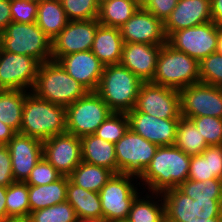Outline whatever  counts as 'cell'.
Segmentation results:
<instances>
[{
	"label": "cell",
	"mask_w": 222,
	"mask_h": 222,
	"mask_svg": "<svg viewBox=\"0 0 222 222\" xmlns=\"http://www.w3.org/2000/svg\"><path fill=\"white\" fill-rule=\"evenodd\" d=\"M191 156L175 145L159 146L155 156L138 177L139 185L150 193H164L188 179Z\"/></svg>",
	"instance_id": "1"
},
{
	"label": "cell",
	"mask_w": 222,
	"mask_h": 222,
	"mask_svg": "<svg viewBox=\"0 0 222 222\" xmlns=\"http://www.w3.org/2000/svg\"><path fill=\"white\" fill-rule=\"evenodd\" d=\"M20 134L42 142L55 135L66 133L65 107L53 104L25 91Z\"/></svg>",
	"instance_id": "2"
},
{
	"label": "cell",
	"mask_w": 222,
	"mask_h": 222,
	"mask_svg": "<svg viewBox=\"0 0 222 222\" xmlns=\"http://www.w3.org/2000/svg\"><path fill=\"white\" fill-rule=\"evenodd\" d=\"M142 83V80L123 65H107L104 66L95 92L112 112L128 113L136 105Z\"/></svg>",
	"instance_id": "3"
},
{
	"label": "cell",
	"mask_w": 222,
	"mask_h": 222,
	"mask_svg": "<svg viewBox=\"0 0 222 222\" xmlns=\"http://www.w3.org/2000/svg\"><path fill=\"white\" fill-rule=\"evenodd\" d=\"M31 91L39 98L65 108L88 92L57 61L53 60L40 65Z\"/></svg>",
	"instance_id": "4"
},
{
	"label": "cell",
	"mask_w": 222,
	"mask_h": 222,
	"mask_svg": "<svg viewBox=\"0 0 222 222\" xmlns=\"http://www.w3.org/2000/svg\"><path fill=\"white\" fill-rule=\"evenodd\" d=\"M200 82L199 61L176 50L167 42L158 54L151 83L177 90Z\"/></svg>",
	"instance_id": "5"
},
{
	"label": "cell",
	"mask_w": 222,
	"mask_h": 222,
	"mask_svg": "<svg viewBox=\"0 0 222 222\" xmlns=\"http://www.w3.org/2000/svg\"><path fill=\"white\" fill-rule=\"evenodd\" d=\"M0 48L31 56L41 64L52 60V42L36 23L11 22L0 34Z\"/></svg>",
	"instance_id": "6"
},
{
	"label": "cell",
	"mask_w": 222,
	"mask_h": 222,
	"mask_svg": "<svg viewBox=\"0 0 222 222\" xmlns=\"http://www.w3.org/2000/svg\"><path fill=\"white\" fill-rule=\"evenodd\" d=\"M142 191L143 188L139 185L137 176L124 173L113 174L98 192L103 219L108 222L127 219L133 201Z\"/></svg>",
	"instance_id": "7"
},
{
	"label": "cell",
	"mask_w": 222,
	"mask_h": 222,
	"mask_svg": "<svg viewBox=\"0 0 222 222\" xmlns=\"http://www.w3.org/2000/svg\"><path fill=\"white\" fill-rule=\"evenodd\" d=\"M65 110L66 132L79 138L94 134L97 128L113 113L95 91H88Z\"/></svg>",
	"instance_id": "8"
},
{
	"label": "cell",
	"mask_w": 222,
	"mask_h": 222,
	"mask_svg": "<svg viewBox=\"0 0 222 222\" xmlns=\"http://www.w3.org/2000/svg\"><path fill=\"white\" fill-rule=\"evenodd\" d=\"M165 215L169 222L210 221L222 217V204L217 199L193 200L178 188L162 193Z\"/></svg>",
	"instance_id": "9"
},
{
	"label": "cell",
	"mask_w": 222,
	"mask_h": 222,
	"mask_svg": "<svg viewBox=\"0 0 222 222\" xmlns=\"http://www.w3.org/2000/svg\"><path fill=\"white\" fill-rule=\"evenodd\" d=\"M219 26L212 21L172 32L167 43L199 62L216 52Z\"/></svg>",
	"instance_id": "10"
},
{
	"label": "cell",
	"mask_w": 222,
	"mask_h": 222,
	"mask_svg": "<svg viewBox=\"0 0 222 222\" xmlns=\"http://www.w3.org/2000/svg\"><path fill=\"white\" fill-rule=\"evenodd\" d=\"M158 147L129 128L124 136L115 143L119 173L139 177L150 164Z\"/></svg>",
	"instance_id": "11"
},
{
	"label": "cell",
	"mask_w": 222,
	"mask_h": 222,
	"mask_svg": "<svg viewBox=\"0 0 222 222\" xmlns=\"http://www.w3.org/2000/svg\"><path fill=\"white\" fill-rule=\"evenodd\" d=\"M181 117L211 116L222 119V88L198 82L180 90Z\"/></svg>",
	"instance_id": "12"
},
{
	"label": "cell",
	"mask_w": 222,
	"mask_h": 222,
	"mask_svg": "<svg viewBox=\"0 0 222 222\" xmlns=\"http://www.w3.org/2000/svg\"><path fill=\"white\" fill-rule=\"evenodd\" d=\"M40 65L31 56L6 52L0 48V88L31 91Z\"/></svg>",
	"instance_id": "13"
},
{
	"label": "cell",
	"mask_w": 222,
	"mask_h": 222,
	"mask_svg": "<svg viewBox=\"0 0 222 222\" xmlns=\"http://www.w3.org/2000/svg\"><path fill=\"white\" fill-rule=\"evenodd\" d=\"M134 108L157 118H181L180 91L143 82Z\"/></svg>",
	"instance_id": "14"
},
{
	"label": "cell",
	"mask_w": 222,
	"mask_h": 222,
	"mask_svg": "<svg viewBox=\"0 0 222 222\" xmlns=\"http://www.w3.org/2000/svg\"><path fill=\"white\" fill-rule=\"evenodd\" d=\"M99 21L77 20L69 21L67 26L51 41L52 60L71 53L91 50Z\"/></svg>",
	"instance_id": "15"
},
{
	"label": "cell",
	"mask_w": 222,
	"mask_h": 222,
	"mask_svg": "<svg viewBox=\"0 0 222 222\" xmlns=\"http://www.w3.org/2000/svg\"><path fill=\"white\" fill-rule=\"evenodd\" d=\"M43 157L62 175L69 176L82 162L81 140L63 133L43 141Z\"/></svg>",
	"instance_id": "16"
},
{
	"label": "cell",
	"mask_w": 222,
	"mask_h": 222,
	"mask_svg": "<svg viewBox=\"0 0 222 222\" xmlns=\"http://www.w3.org/2000/svg\"><path fill=\"white\" fill-rule=\"evenodd\" d=\"M119 30L124 43L162 46L167 42L164 23L141 6Z\"/></svg>",
	"instance_id": "17"
},
{
	"label": "cell",
	"mask_w": 222,
	"mask_h": 222,
	"mask_svg": "<svg viewBox=\"0 0 222 222\" xmlns=\"http://www.w3.org/2000/svg\"><path fill=\"white\" fill-rule=\"evenodd\" d=\"M129 128L158 146L175 144L176 128L180 118L162 119L139 112L135 108L127 113Z\"/></svg>",
	"instance_id": "18"
},
{
	"label": "cell",
	"mask_w": 222,
	"mask_h": 222,
	"mask_svg": "<svg viewBox=\"0 0 222 222\" xmlns=\"http://www.w3.org/2000/svg\"><path fill=\"white\" fill-rule=\"evenodd\" d=\"M14 181L25 182L34 166L43 157V142L17 133L7 144Z\"/></svg>",
	"instance_id": "19"
},
{
	"label": "cell",
	"mask_w": 222,
	"mask_h": 222,
	"mask_svg": "<svg viewBox=\"0 0 222 222\" xmlns=\"http://www.w3.org/2000/svg\"><path fill=\"white\" fill-rule=\"evenodd\" d=\"M57 62L88 91H96L104 65L91 50L68 54L60 57Z\"/></svg>",
	"instance_id": "20"
},
{
	"label": "cell",
	"mask_w": 222,
	"mask_h": 222,
	"mask_svg": "<svg viewBox=\"0 0 222 222\" xmlns=\"http://www.w3.org/2000/svg\"><path fill=\"white\" fill-rule=\"evenodd\" d=\"M211 21V0H179L164 22L168 37L172 32Z\"/></svg>",
	"instance_id": "21"
},
{
	"label": "cell",
	"mask_w": 222,
	"mask_h": 222,
	"mask_svg": "<svg viewBox=\"0 0 222 222\" xmlns=\"http://www.w3.org/2000/svg\"><path fill=\"white\" fill-rule=\"evenodd\" d=\"M161 45L124 43L120 64L143 82H151Z\"/></svg>",
	"instance_id": "22"
},
{
	"label": "cell",
	"mask_w": 222,
	"mask_h": 222,
	"mask_svg": "<svg viewBox=\"0 0 222 222\" xmlns=\"http://www.w3.org/2000/svg\"><path fill=\"white\" fill-rule=\"evenodd\" d=\"M123 45L119 28L99 24L91 51L104 66L120 64Z\"/></svg>",
	"instance_id": "23"
},
{
	"label": "cell",
	"mask_w": 222,
	"mask_h": 222,
	"mask_svg": "<svg viewBox=\"0 0 222 222\" xmlns=\"http://www.w3.org/2000/svg\"><path fill=\"white\" fill-rule=\"evenodd\" d=\"M82 161L105 167L114 174L119 173L116 160L115 144L110 143L95 134L80 138Z\"/></svg>",
	"instance_id": "24"
},
{
	"label": "cell",
	"mask_w": 222,
	"mask_h": 222,
	"mask_svg": "<svg viewBox=\"0 0 222 222\" xmlns=\"http://www.w3.org/2000/svg\"><path fill=\"white\" fill-rule=\"evenodd\" d=\"M188 179L203 182L222 180V144L210 145L201 154L191 156Z\"/></svg>",
	"instance_id": "25"
},
{
	"label": "cell",
	"mask_w": 222,
	"mask_h": 222,
	"mask_svg": "<svg viewBox=\"0 0 222 222\" xmlns=\"http://www.w3.org/2000/svg\"><path fill=\"white\" fill-rule=\"evenodd\" d=\"M127 219L130 222H163L166 215L162 194L143 190L133 201Z\"/></svg>",
	"instance_id": "26"
},
{
	"label": "cell",
	"mask_w": 222,
	"mask_h": 222,
	"mask_svg": "<svg viewBox=\"0 0 222 222\" xmlns=\"http://www.w3.org/2000/svg\"><path fill=\"white\" fill-rule=\"evenodd\" d=\"M66 201L75 210L77 218L103 219L99 193L78 187L68 179Z\"/></svg>",
	"instance_id": "27"
},
{
	"label": "cell",
	"mask_w": 222,
	"mask_h": 222,
	"mask_svg": "<svg viewBox=\"0 0 222 222\" xmlns=\"http://www.w3.org/2000/svg\"><path fill=\"white\" fill-rule=\"evenodd\" d=\"M69 22L60 0H39L36 24L52 41Z\"/></svg>",
	"instance_id": "28"
},
{
	"label": "cell",
	"mask_w": 222,
	"mask_h": 222,
	"mask_svg": "<svg viewBox=\"0 0 222 222\" xmlns=\"http://www.w3.org/2000/svg\"><path fill=\"white\" fill-rule=\"evenodd\" d=\"M68 176L39 186L28 185L30 212L66 201Z\"/></svg>",
	"instance_id": "29"
},
{
	"label": "cell",
	"mask_w": 222,
	"mask_h": 222,
	"mask_svg": "<svg viewBox=\"0 0 222 222\" xmlns=\"http://www.w3.org/2000/svg\"><path fill=\"white\" fill-rule=\"evenodd\" d=\"M140 6V0H107L99 4L97 20L101 25L120 28Z\"/></svg>",
	"instance_id": "30"
},
{
	"label": "cell",
	"mask_w": 222,
	"mask_h": 222,
	"mask_svg": "<svg viewBox=\"0 0 222 222\" xmlns=\"http://www.w3.org/2000/svg\"><path fill=\"white\" fill-rule=\"evenodd\" d=\"M113 174L105 167L82 161L68 177L78 187L98 193Z\"/></svg>",
	"instance_id": "31"
},
{
	"label": "cell",
	"mask_w": 222,
	"mask_h": 222,
	"mask_svg": "<svg viewBox=\"0 0 222 222\" xmlns=\"http://www.w3.org/2000/svg\"><path fill=\"white\" fill-rule=\"evenodd\" d=\"M24 102V90L5 89L0 91V121L17 133L20 131Z\"/></svg>",
	"instance_id": "32"
},
{
	"label": "cell",
	"mask_w": 222,
	"mask_h": 222,
	"mask_svg": "<svg viewBox=\"0 0 222 222\" xmlns=\"http://www.w3.org/2000/svg\"><path fill=\"white\" fill-rule=\"evenodd\" d=\"M174 145L189 156L199 155L209 146L195 124L182 117L176 128Z\"/></svg>",
	"instance_id": "33"
},
{
	"label": "cell",
	"mask_w": 222,
	"mask_h": 222,
	"mask_svg": "<svg viewBox=\"0 0 222 222\" xmlns=\"http://www.w3.org/2000/svg\"><path fill=\"white\" fill-rule=\"evenodd\" d=\"M177 188L193 200L217 199L222 204L221 179H209L204 182L186 179Z\"/></svg>",
	"instance_id": "34"
},
{
	"label": "cell",
	"mask_w": 222,
	"mask_h": 222,
	"mask_svg": "<svg viewBox=\"0 0 222 222\" xmlns=\"http://www.w3.org/2000/svg\"><path fill=\"white\" fill-rule=\"evenodd\" d=\"M7 218H28L30 214L28 185L25 182L14 181L6 192Z\"/></svg>",
	"instance_id": "35"
},
{
	"label": "cell",
	"mask_w": 222,
	"mask_h": 222,
	"mask_svg": "<svg viewBox=\"0 0 222 222\" xmlns=\"http://www.w3.org/2000/svg\"><path fill=\"white\" fill-rule=\"evenodd\" d=\"M28 219L29 222H74L77 215L70 203L65 201L32 211Z\"/></svg>",
	"instance_id": "36"
},
{
	"label": "cell",
	"mask_w": 222,
	"mask_h": 222,
	"mask_svg": "<svg viewBox=\"0 0 222 222\" xmlns=\"http://www.w3.org/2000/svg\"><path fill=\"white\" fill-rule=\"evenodd\" d=\"M129 129L127 113H111L108 118L97 128L96 136L110 143L118 142Z\"/></svg>",
	"instance_id": "37"
},
{
	"label": "cell",
	"mask_w": 222,
	"mask_h": 222,
	"mask_svg": "<svg viewBox=\"0 0 222 222\" xmlns=\"http://www.w3.org/2000/svg\"><path fill=\"white\" fill-rule=\"evenodd\" d=\"M69 21L96 19L99 4L96 0H60Z\"/></svg>",
	"instance_id": "38"
},
{
	"label": "cell",
	"mask_w": 222,
	"mask_h": 222,
	"mask_svg": "<svg viewBox=\"0 0 222 222\" xmlns=\"http://www.w3.org/2000/svg\"><path fill=\"white\" fill-rule=\"evenodd\" d=\"M200 82L222 88V54L214 52L199 62Z\"/></svg>",
	"instance_id": "39"
},
{
	"label": "cell",
	"mask_w": 222,
	"mask_h": 222,
	"mask_svg": "<svg viewBox=\"0 0 222 222\" xmlns=\"http://www.w3.org/2000/svg\"><path fill=\"white\" fill-rule=\"evenodd\" d=\"M210 145L222 144V119L211 116L193 117L190 119Z\"/></svg>",
	"instance_id": "40"
},
{
	"label": "cell",
	"mask_w": 222,
	"mask_h": 222,
	"mask_svg": "<svg viewBox=\"0 0 222 222\" xmlns=\"http://www.w3.org/2000/svg\"><path fill=\"white\" fill-rule=\"evenodd\" d=\"M61 176L62 175L42 157L32 169L25 183L32 186L46 185L56 181Z\"/></svg>",
	"instance_id": "41"
},
{
	"label": "cell",
	"mask_w": 222,
	"mask_h": 222,
	"mask_svg": "<svg viewBox=\"0 0 222 222\" xmlns=\"http://www.w3.org/2000/svg\"><path fill=\"white\" fill-rule=\"evenodd\" d=\"M10 11L13 22L36 23L38 1L10 0Z\"/></svg>",
	"instance_id": "42"
},
{
	"label": "cell",
	"mask_w": 222,
	"mask_h": 222,
	"mask_svg": "<svg viewBox=\"0 0 222 222\" xmlns=\"http://www.w3.org/2000/svg\"><path fill=\"white\" fill-rule=\"evenodd\" d=\"M140 2L142 8L152 13L164 23L179 0H140Z\"/></svg>",
	"instance_id": "43"
},
{
	"label": "cell",
	"mask_w": 222,
	"mask_h": 222,
	"mask_svg": "<svg viewBox=\"0 0 222 222\" xmlns=\"http://www.w3.org/2000/svg\"><path fill=\"white\" fill-rule=\"evenodd\" d=\"M14 182L11 155L7 145H0V186L8 187Z\"/></svg>",
	"instance_id": "44"
},
{
	"label": "cell",
	"mask_w": 222,
	"mask_h": 222,
	"mask_svg": "<svg viewBox=\"0 0 222 222\" xmlns=\"http://www.w3.org/2000/svg\"><path fill=\"white\" fill-rule=\"evenodd\" d=\"M11 22L10 0H0V34Z\"/></svg>",
	"instance_id": "45"
},
{
	"label": "cell",
	"mask_w": 222,
	"mask_h": 222,
	"mask_svg": "<svg viewBox=\"0 0 222 222\" xmlns=\"http://www.w3.org/2000/svg\"><path fill=\"white\" fill-rule=\"evenodd\" d=\"M211 21L222 26V0H211Z\"/></svg>",
	"instance_id": "46"
},
{
	"label": "cell",
	"mask_w": 222,
	"mask_h": 222,
	"mask_svg": "<svg viewBox=\"0 0 222 222\" xmlns=\"http://www.w3.org/2000/svg\"><path fill=\"white\" fill-rule=\"evenodd\" d=\"M16 134L13 128L0 121V145H7Z\"/></svg>",
	"instance_id": "47"
},
{
	"label": "cell",
	"mask_w": 222,
	"mask_h": 222,
	"mask_svg": "<svg viewBox=\"0 0 222 222\" xmlns=\"http://www.w3.org/2000/svg\"><path fill=\"white\" fill-rule=\"evenodd\" d=\"M6 192L7 187L0 186V221L7 218Z\"/></svg>",
	"instance_id": "48"
},
{
	"label": "cell",
	"mask_w": 222,
	"mask_h": 222,
	"mask_svg": "<svg viewBox=\"0 0 222 222\" xmlns=\"http://www.w3.org/2000/svg\"><path fill=\"white\" fill-rule=\"evenodd\" d=\"M217 53L222 54V26H219V36H218V42H217Z\"/></svg>",
	"instance_id": "49"
},
{
	"label": "cell",
	"mask_w": 222,
	"mask_h": 222,
	"mask_svg": "<svg viewBox=\"0 0 222 222\" xmlns=\"http://www.w3.org/2000/svg\"><path fill=\"white\" fill-rule=\"evenodd\" d=\"M0 222H29L28 218L9 217Z\"/></svg>",
	"instance_id": "50"
},
{
	"label": "cell",
	"mask_w": 222,
	"mask_h": 222,
	"mask_svg": "<svg viewBox=\"0 0 222 222\" xmlns=\"http://www.w3.org/2000/svg\"><path fill=\"white\" fill-rule=\"evenodd\" d=\"M74 222H108V221L104 219H94V218L90 219L77 218Z\"/></svg>",
	"instance_id": "51"
},
{
	"label": "cell",
	"mask_w": 222,
	"mask_h": 222,
	"mask_svg": "<svg viewBox=\"0 0 222 222\" xmlns=\"http://www.w3.org/2000/svg\"><path fill=\"white\" fill-rule=\"evenodd\" d=\"M187 222H222V217L210 218V221H187Z\"/></svg>",
	"instance_id": "52"
},
{
	"label": "cell",
	"mask_w": 222,
	"mask_h": 222,
	"mask_svg": "<svg viewBox=\"0 0 222 222\" xmlns=\"http://www.w3.org/2000/svg\"><path fill=\"white\" fill-rule=\"evenodd\" d=\"M115 222H130L128 219H124V220H118V221H115Z\"/></svg>",
	"instance_id": "53"
},
{
	"label": "cell",
	"mask_w": 222,
	"mask_h": 222,
	"mask_svg": "<svg viewBox=\"0 0 222 222\" xmlns=\"http://www.w3.org/2000/svg\"><path fill=\"white\" fill-rule=\"evenodd\" d=\"M96 1L98 2V4H101V3H103V2H105L107 0H96Z\"/></svg>",
	"instance_id": "54"
}]
</instances>
